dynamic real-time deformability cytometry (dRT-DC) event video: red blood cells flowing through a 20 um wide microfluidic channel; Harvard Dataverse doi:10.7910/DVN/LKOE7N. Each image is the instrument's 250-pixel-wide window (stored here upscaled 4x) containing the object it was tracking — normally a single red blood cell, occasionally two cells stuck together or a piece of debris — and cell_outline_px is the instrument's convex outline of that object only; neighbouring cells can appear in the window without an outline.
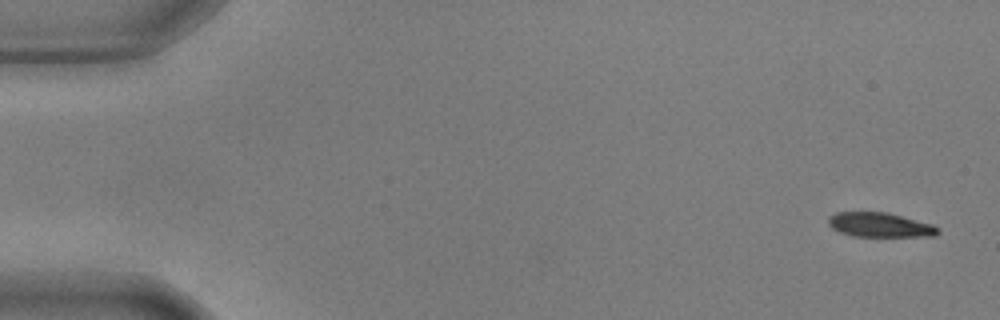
{"species": "common noctule bat (a hibernating species)", "species_latin": "Nyctalus noctula", "temperature_condition": "warm", "stored_images_in_passage": 50, "camera_frame_rate_fps": 3000, "um_per_image_px": 0.085, "animal": {"sex": "male", "body_mass_g": 17.9, "forearm_length_mm": 54.2}, "frame": {"image": 1, "passage_image": 2, "time_ms": 0.333, "image_size_px": [1000, 320], "cell_outline_px": [[940, 232], [936, 236], [852, 236], [840, 232], [832, 228], [828, 224], [828, 216], [836, 212], [888, 212], [932, 224], [940, 228]], "centroid_in_image_um": [74.8, 19.11], "position_along_channel_um": 10.2, "area_um2": 15.72}}
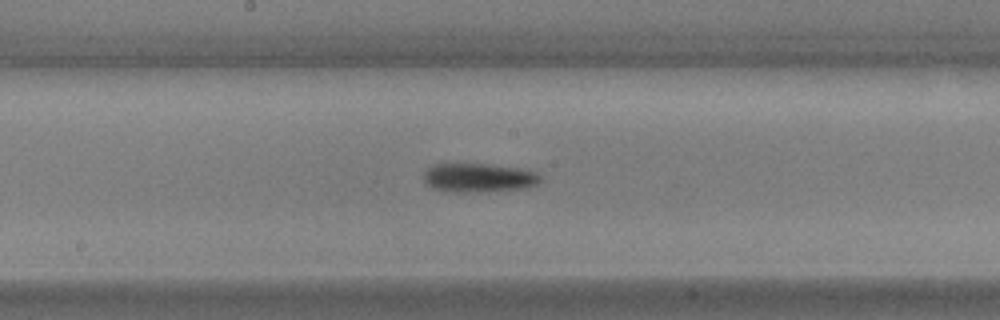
{"frame": {"image": 2, "passage_image": 29, "time_ms": 9.333, "image_size_px": [1000, 320], "cell_outline_px": [[540, 180], [536, 184], [528, 188], [484, 192], [452, 192], [432, 188], [424, 180], [424, 172], [432, 164], [488, 164], [520, 168], [536, 172], [540, 176]], "centroid_in_image_um": [40.69, 15.11], "position_along_channel_um": 207.5, "area_um2": 19.77}}
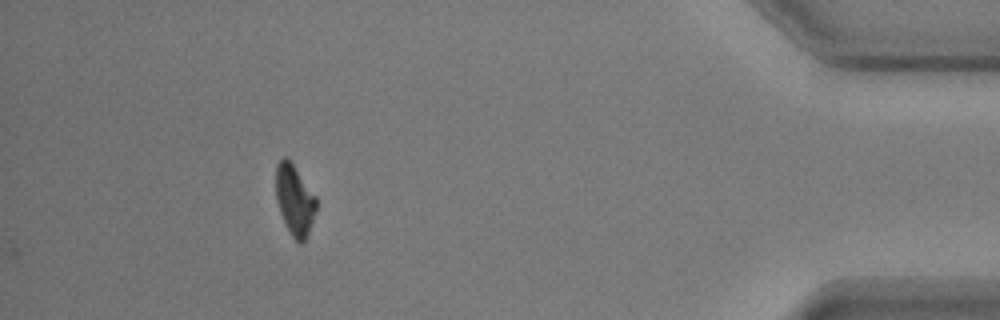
{"frame": {"image": 3, "passage_image": 50, "time_ms": 16.333, "image_size_px": [1000, 320], "cell_outline_px": [[316, 212], [304, 244], [300, 244], [292, 236], [284, 224], [276, 200], [276, 164], [284, 156], [288, 156], [316, 196]], "centroid_in_image_um": [25.04, 16.99], "position_along_channel_um": 410.2, "area_um2": 16.88}, "authors_computed_cell_mechanics": {"area_um2": 18.5827, "velocity_mm_per_s": 3.6597, "shape_relaxation_time_tau1_ms": 4.0418, "shape_relaxation_time_tau2_ms": null, "deformation_change_tau1": 0.1298, "deformation_change_tau2": null}}